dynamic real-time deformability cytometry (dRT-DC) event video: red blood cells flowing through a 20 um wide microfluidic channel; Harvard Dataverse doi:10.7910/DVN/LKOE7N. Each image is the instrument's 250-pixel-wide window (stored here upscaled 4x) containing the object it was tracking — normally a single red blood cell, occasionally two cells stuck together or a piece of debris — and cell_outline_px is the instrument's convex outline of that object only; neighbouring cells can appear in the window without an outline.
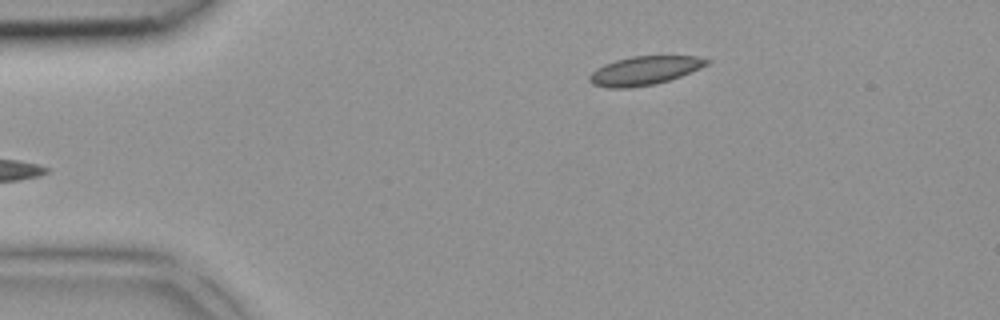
{"species": "common noctule bat (a hibernating species)", "species_latin": "Nyctalus noctula", "temperature_condition": "room temperature", "stored_images_in_passage": 3, "camera_frame_rate_fps": 3000, "um_per_image_px": 0.085, "animal": {"sex": "female", "body_mass_g": 18.4}, "frame": {"image": 1, "passage_image": 3, "time_ms": 0.667, "image_size_px": [1000, 320], "cell_outline_px": [[712, 60], [708, 64], [700, 68], [680, 76], [668, 80], [652, 84], [628, 88], [608, 88], [592, 84], [588, 80], [588, 76], [596, 68], [604, 64], [616, 60], [632, 56], [696, 56]], "centroid_in_image_um": [54.75, 5.99], "position_along_channel_um": 30.2, "area_um2": 19.54}}